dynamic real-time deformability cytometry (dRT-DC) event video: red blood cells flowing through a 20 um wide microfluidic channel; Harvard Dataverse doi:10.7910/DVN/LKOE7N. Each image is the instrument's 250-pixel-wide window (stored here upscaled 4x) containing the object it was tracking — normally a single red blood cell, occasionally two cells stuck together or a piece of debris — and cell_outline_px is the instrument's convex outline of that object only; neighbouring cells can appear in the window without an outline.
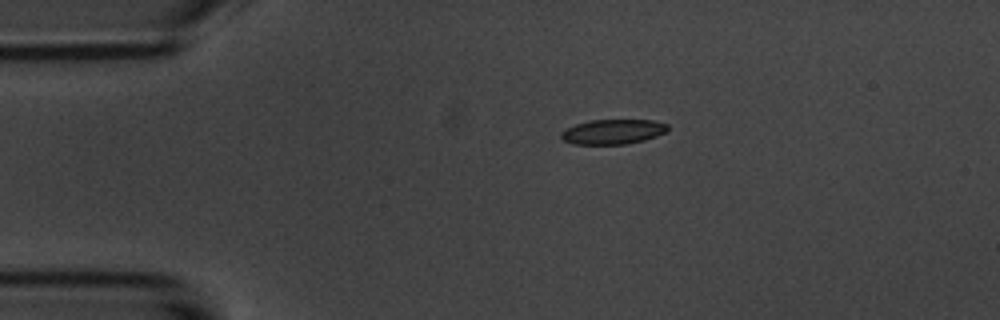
{"species": "common noctule bat (a hibernating species)", "species_latin": "Nyctalus noctula", "temperature_condition": "room temperature", "stored_images_in_passage": 44, "camera_frame_rate_fps": 3000, "um_per_image_px": 0.085, "animal": {"sex": "male", "body_mass_g": 20.1, "forearm_length_mm": 53.5}, "frame": {"image": 1, "passage_image": 1, "time_ms": 0.0, "image_size_px": [1000, 320], "cell_outline_px": [[668, 132], [644, 140], [624, 144], [572, 144], [564, 140], [560, 136], [560, 132], [576, 124], [592, 120], [652, 120], [668, 124]], "centroid_in_image_um": [52.12, 11.2], "position_along_channel_um": 32.9, "area_um2": 15.37}}
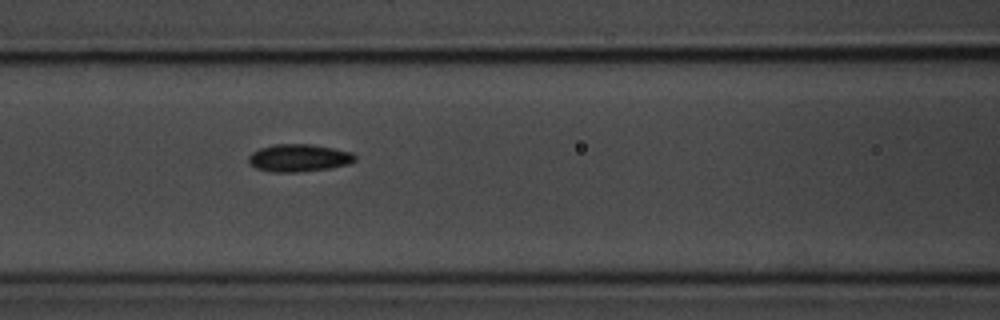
{"frame": {"image": 2, "passage_image": 13, "time_ms": 4.0, "image_size_px": [1000, 320], "cell_outline_px": [[356, 160], [348, 164], [332, 168], [296, 172], [272, 172], [256, 168], [248, 160], [248, 156], [252, 152], [260, 148], [276, 144], [312, 144], [352, 152], [356, 156]], "centroid_in_image_um": [25.42, 13.42], "position_along_channel_um": 141.2, "area_um2": 17.05}}
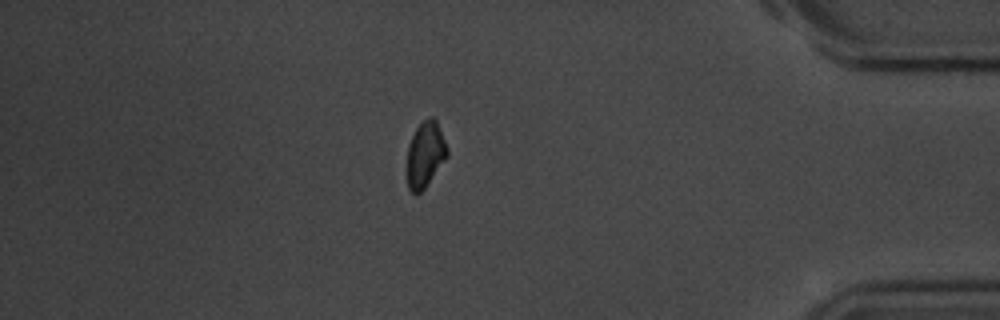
{"frame": {"image": 3, "passage_image": 37, "time_ms": 12.0, "image_size_px": [1000, 320], "cell_outline_px": [[448, 156], [424, 188], [416, 196], [408, 188], [404, 168], [408, 144], [416, 128], [428, 116], [432, 116], [436, 120], [448, 148]], "centroid_in_image_um": [36.09, 13.16], "position_along_channel_um": 399.1, "area_um2": 15.84}, "authors_computed_cell_mechanics": {"area_um2": 16.0106, "velocity_mm_per_s": 3.6939, "shape_relaxation_time_tau1_ms": 1.8107, "shape_relaxation_time_tau2_ms": null, "deformation_change_tau1": 0.0681, "deformation_change_tau2": null}}